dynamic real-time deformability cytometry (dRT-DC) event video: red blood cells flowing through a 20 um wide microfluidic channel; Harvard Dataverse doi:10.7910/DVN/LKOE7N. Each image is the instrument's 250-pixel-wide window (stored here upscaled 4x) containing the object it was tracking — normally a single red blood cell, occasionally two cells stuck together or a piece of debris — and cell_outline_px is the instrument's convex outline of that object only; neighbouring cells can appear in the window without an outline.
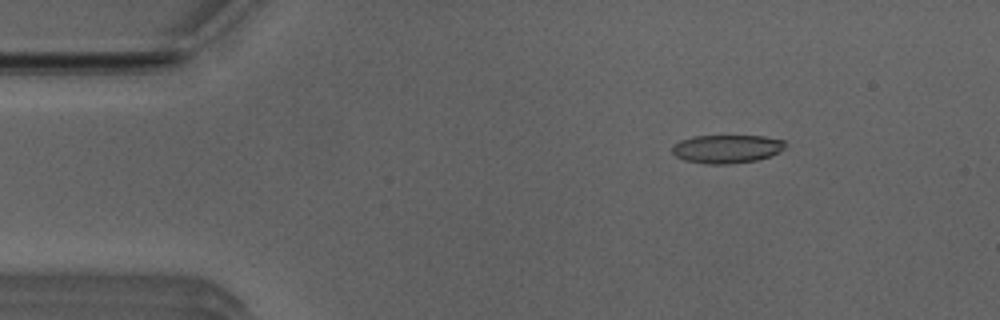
{"species": "Egyptian fruit bat (a non-hibernating species)", "species_latin": "Rousettus aegyptiacus", "temperature_condition": "room temperature", "stored_images_in_passage": 51, "camera_frame_rate_fps": 3000, "um_per_image_px": 0.085, "animal": {"sex": "male"}, "frame": {"image": 1, "passage_image": 7, "time_ms": 2.0, "image_size_px": [1000, 320], "cell_outline_px": [[788, 144], [784, 148], [768, 156], [756, 160], [728, 164], [704, 164], [684, 160], [676, 156], [672, 152], [672, 148], [680, 140], [692, 136], [764, 136], [784, 140]], "centroid_in_image_um": [61.76, 12.65], "position_along_channel_um": 23.2, "area_um2": 18.61}}
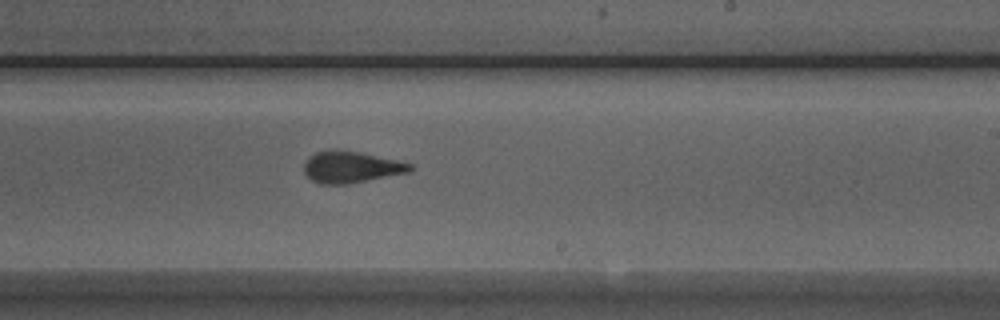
{"frame": {"image": 2, "passage_image": 30, "time_ms": 9.667, "image_size_px": [1000, 320], "cell_outline_px": [[412, 168], [408, 172], [348, 184], [320, 184], [312, 180], [304, 172], [304, 164], [308, 156], [316, 152], [356, 152], [396, 160], [412, 164]], "centroid_in_image_um": [29.82, 14.24], "position_along_channel_um": 259.2, "area_um2": 18.73}}
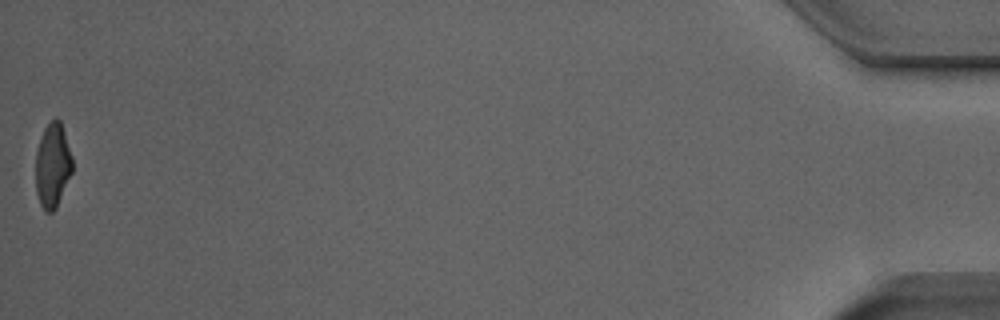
{"frame": {"image": 3, "passage_image": 51, "time_ms": 16.667, "image_size_px": [1000, 320], "cell_outline_px": [[72, 172], [56, 208], [52, 212], [44, 212], [40, 204], [36, 192], [36, 152], [40, 136], [44, 128], [56, 116], [60, 120], [72, 156]], "centroid_in_image_um": [4.46, 14.06], "position_along_channel_um": 430.7, "area_um2": 18.09}, "authors_computed_cell_mechanics": {"area_um2": 19.652, "velocity_mm_per_s": 3.9699, "shape_relaxation_time_tau1_ms": 3.4035, "shape_relaxation_time_tau2_ms": 1.5321, "deformation_change_tau1": 0.1612, "deformation_change_tau2": 0.1089}}